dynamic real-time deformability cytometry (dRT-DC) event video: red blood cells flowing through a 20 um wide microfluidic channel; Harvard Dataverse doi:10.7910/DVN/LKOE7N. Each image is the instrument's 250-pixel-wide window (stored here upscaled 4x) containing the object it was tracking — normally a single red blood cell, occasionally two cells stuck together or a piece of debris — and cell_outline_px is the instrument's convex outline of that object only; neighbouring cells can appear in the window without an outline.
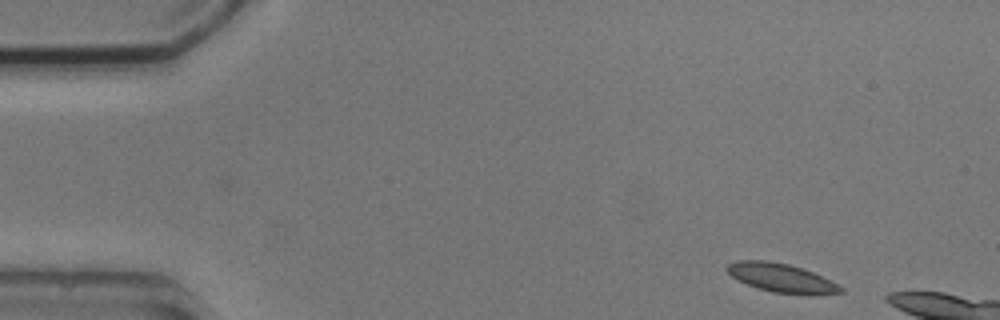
{"species": "common noctule bat (a hibernating species)", "species_latin": "Nyctalus noctula", "temperature_condition": "cold", "stored_images_in_passage": 4, "camera_frame_rate_fps": 3000, "um_per_image_px": 0.085, "animal": {"sex": "male", "body_mass_g": 20.5, "forearm_length_mm": 52.5}, "frame": {"image": 1, "passage_image": 1, "time_ms": 0.0, "image_size_px": [1000, 320], "cell_outline_px": [[844, 292], [808, 296], [772, 292], [748, 284], [732, 276], [724, 268], [728, 264], [740, 260], [768, 260], [788, 264], [812, 272], [840, 284], [844, 288]], "centroid_in_image_um": [66.48, 23.64], "position_along_channel_um": 18.5, "area_um2": 19.13}}